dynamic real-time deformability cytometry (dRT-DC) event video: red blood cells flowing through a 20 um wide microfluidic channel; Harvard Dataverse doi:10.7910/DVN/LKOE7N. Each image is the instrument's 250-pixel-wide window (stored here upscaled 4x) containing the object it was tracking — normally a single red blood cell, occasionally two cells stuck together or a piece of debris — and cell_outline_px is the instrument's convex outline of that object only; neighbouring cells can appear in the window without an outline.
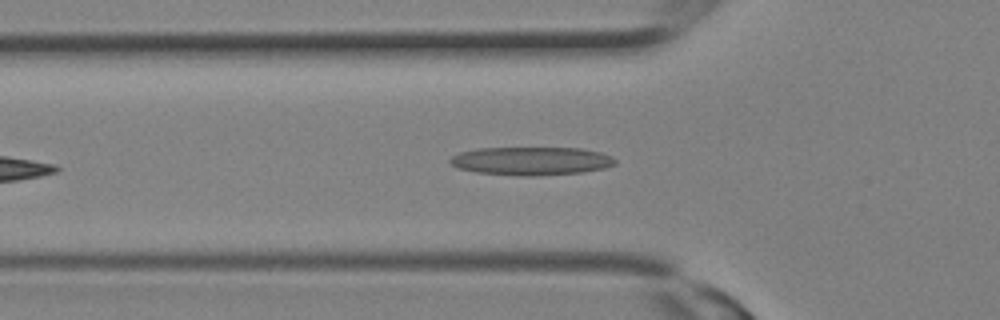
{"species": "Egyptian fruit bat (a non-hibernating species)", "species_latin": "Rousettus aegyptiacus", "temperature_condition": "room temperature", "stored_images_in_passage": 6, "camera_frame_rate_fps": 3000, "um_per_image_px": 0.085, "animal": {"sex": "female"}, "frame": {"image": 1, "passage_image": 2, "time_ms": 0.333, "image_size_px": [1000, 320], "cell_outline_px": [[616, 164], [604, 168], [584, 172], [532, 176], [520, 176], [476, 172], [456, 168], [448, 160], [452, 156], [460, 152], [476, 148], [580, 148], [600, 152], [612, 156], [616, 160]], "centroid_in_image_um": [45.15, 13.68], "position_along_channel_um": 80.7, "area_um2": 27.34}}
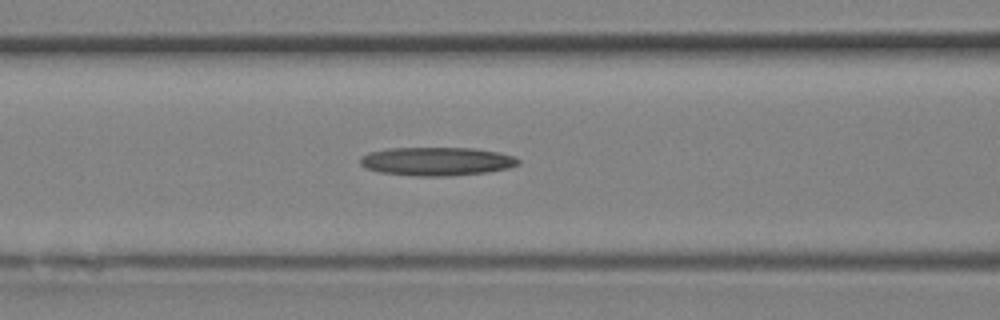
{"frame": {"image": 2, "passage_image": 4, "time_ms": 1.0, "image_size_px": [1000, 320], "cell_outline_px": [[520, 164], [508, 168], [488, 172], [448, 176], [416, 176], [380, 172], [364, 168], [360, 164], [360, 156], [368, 152], [388, 148], [472, 148], [496, 152], [512, 156], [520, 160]], "centroid_in_image_um": [37.07, 13.72], "position_along_channel_um": 129.5, "area_um2": 26.3}}
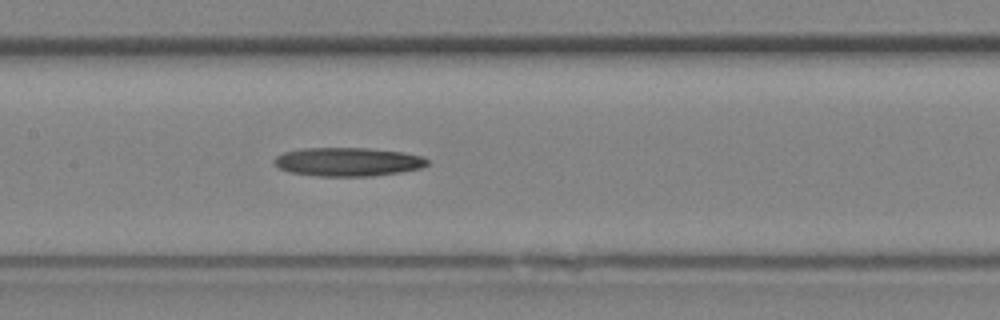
{"frame": {"image": 3, "passage_image": 6, "time_ms": 1.667, "image_size_px": [1000, 320], "cell_outline_px": [[428, 164], [420, 168], [400, 172], [372, 176], [320, 176], [288, 172], [280, 168], [276, 164], [276, 156], [284, 152], [300, 148], [368, 148], [404, 152], [424, 156], [428, 160]], "centroid_in_image_um": [29.6, 13.75], "position_along_channel_um": 177.8, "area_um2": 25.55}}